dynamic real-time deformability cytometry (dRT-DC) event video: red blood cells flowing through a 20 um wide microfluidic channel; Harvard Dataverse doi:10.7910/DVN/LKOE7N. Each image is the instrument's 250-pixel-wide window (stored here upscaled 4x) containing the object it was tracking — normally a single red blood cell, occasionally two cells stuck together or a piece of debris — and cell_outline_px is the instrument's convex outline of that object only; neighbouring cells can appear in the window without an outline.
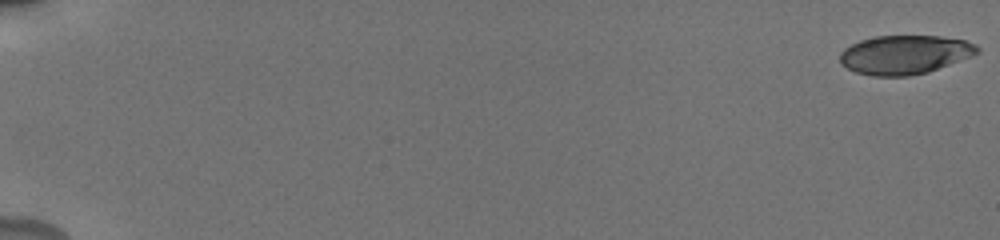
{"species": "human", "species_latin": "Homo sapiens", "temperature_condition": "cold", "stored_images_in_passage": 56, "camera_frame_rate_fps": 3000, "um_per_image_px": 0.085, "donor": {"sex": "male"}, "frame": {"image": 1, "passage_image": 1, "time_ms": 0.0, "image_size_px": [1000, 240], "cell_outline_px": [[980, 52], [928, 72], [908, 76], [872, 76], [856, 72], [840, 64], [840, 52], [844, 48], [860, 40], [876, 36], [940, 36], [964, 40], [976, 44], [980, 48]], "centroid_in_image_um": [76.88, 4.64], "position_along_channel_um": 8.1, "area_um2": 31.04}}
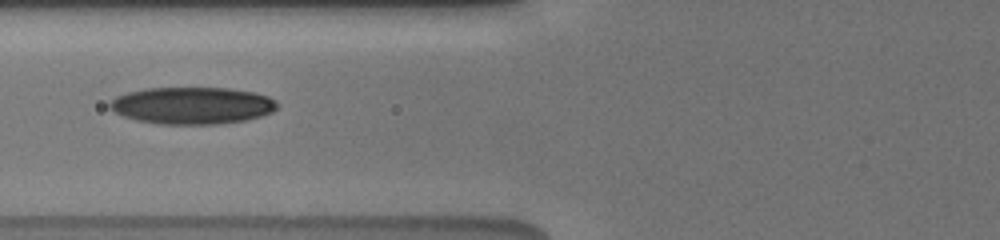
{"frame": {"image": 2, "passage_image": 25, "time_ms": 8.0, "image_size_px": [1000, 240], "cell_outline_px": [[280, 104], [272, 112], [248, 120], [216, 124], [160, 124], [136, 120], [124, 116], [108, 108], [108, 104], [116, 96], [128, 92], [144, 88], [228, 88], [256, 92], [268, 96], [276, 100]], "centroid_in_image_um": [16.36, 8.96], "position_along_channel_um": 109.4, "area_um2": 36.36}}
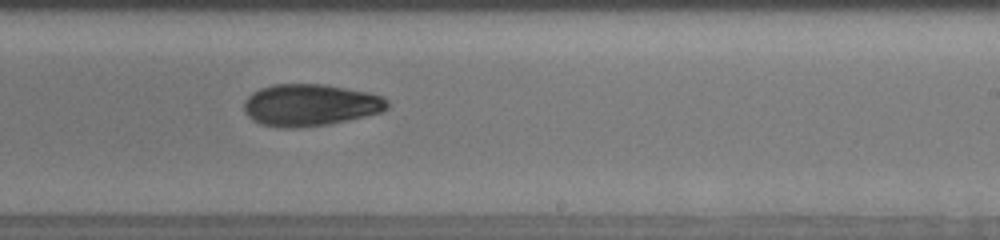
{"frame": {"image": 3, "passage_image": 37, "time_ms": 12.0, "image_size_px": [1000, 240], "cell_outline_px": [[388, 108], [380, 112], [348, 120], [328, 124], [300, 128], [280, 128], [260, 124], [252, 120], [244, 112], [244, 100], [252, 92], [260, 88], [272, 84], [324, 84], [372, 92], [384, 96], [388, 100]], "centroid_in_image_um": [26.36, 8.92], "position_along_channel_um": 262.6, "area_um2": 35.49}, "authors_computed_cell_mechanics": {"area_um2": 33.3506, "velocity_mm_per_s": 3.8365, "shape_relaxation_time_tau1_ms": 4.9873, "shape_relaxation_time_tau2_ms": 7.9872, "deformation_change_tau1": 0.1434, "deformation_change_tau2": 0.1526}}